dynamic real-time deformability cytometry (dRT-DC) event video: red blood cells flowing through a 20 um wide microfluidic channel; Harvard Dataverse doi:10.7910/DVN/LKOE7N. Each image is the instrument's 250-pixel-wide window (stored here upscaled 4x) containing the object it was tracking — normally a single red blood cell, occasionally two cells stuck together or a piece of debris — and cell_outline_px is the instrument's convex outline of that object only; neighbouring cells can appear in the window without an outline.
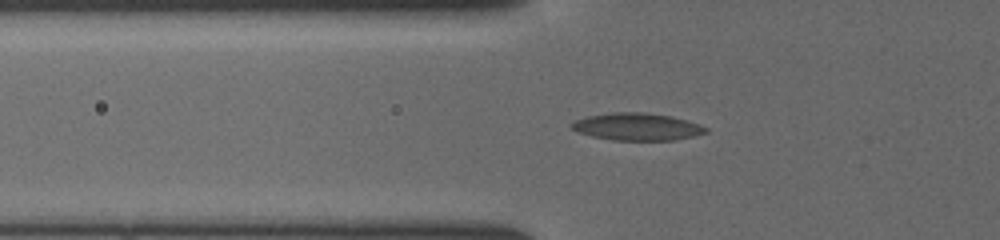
{"species": "common noctule bat (a hibernating species)", "species_latin": "Nyctalus noctula", "temperature_condition": "cold", "stored_images_in_passage": 49, "segment_of_instrument_passage": [1, 2], "camera_frame_rate_fps": 3000, "um_per_image_px": 0.085, "animal": {"sex": "female", "body_mass_g": 19.5, "forearm_length_mm": 54.1}, "frame": {"image": 1, "passage_image": 19, "time_ms": 6.0, "image_size_px": [1000, 240], "cell_outline_px": [[708, 132], [696, 136], [676, 140], [612, 140], [592, 136], [580, 132], [572, 128], [572, 124], [576, 120], [588, 116], [612, 112], [644, 112], [672, 116], [708, 128]], "centroid_in_image_um": [54.19, 10.77], "position_along_channel_um": 71.6, "area_um2": 21.15}}
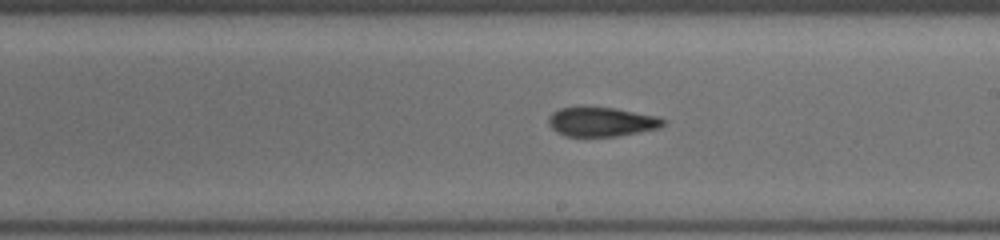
{"frame": {"image": 2, "passage_image": 31, "time_ms": 10.0, "image_size_px": [1000, 240], "cell_outline_px": [[668, 120], [660, 128], [616, 136], [564, 136], [556, 132], [548, 124], [548, 116], [552, 112], [560, 108], [616, 108], [660, 116]], "centroid_in_image_um": [51.17, 10.36], "position_along_channel_um": 237.8, "area_um2": 19.59}}
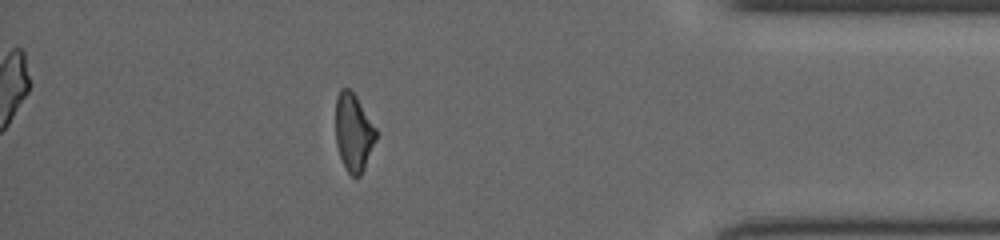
{"frame": {"image": 3, "passage_image": 45, "time_ms": 14.667, "image_size_px": [1000, 240], "cell_outline_px": [[376, 140], [364, 168], [360, 176], [352, 176], [348, 172], [340, 156], [336, 144], [336, 96], [340, 88], [348, 88], [356, 96], [376, 128]], "centroid_in_image_um": [30.04, 11.23], "position_along_channel_um": 405.2, "area_um2": 18.09}}